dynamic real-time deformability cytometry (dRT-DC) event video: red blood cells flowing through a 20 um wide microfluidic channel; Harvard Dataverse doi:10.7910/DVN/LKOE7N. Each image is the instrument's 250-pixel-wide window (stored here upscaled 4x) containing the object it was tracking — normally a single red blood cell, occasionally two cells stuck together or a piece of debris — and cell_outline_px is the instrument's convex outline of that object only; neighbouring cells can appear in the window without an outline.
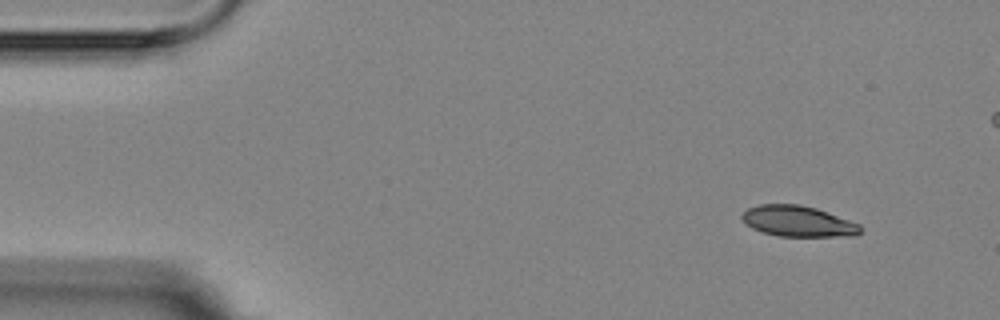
{"species": "Egyptian fruit bat (a non-hibernating species)", "species_latin": "Rousettus aegyptiacus", "temperature_condition": "room temperature", "stored_images_in_passage": 5, "camera_frame_rate_fps": 3000, "um_per_image_px": 0.085, "animal": {"sex": "female"}, "frame": {"image": 1, "passage_image": 1, "time_ms": 0.0, "image_size_px": [1000, 320], "cell_outline_px": [[864, 228], [856, 236], [780, 236], [760, 232], [752, 228], [740, 216], [748, 208], [760, 204], [800, 204], [816, 208], [828, 212], [860, 224]], "centroid_in_image_um": [67.86, 18.81], "position_along_channel_um": 17.1, "area_um2": 21.33}}
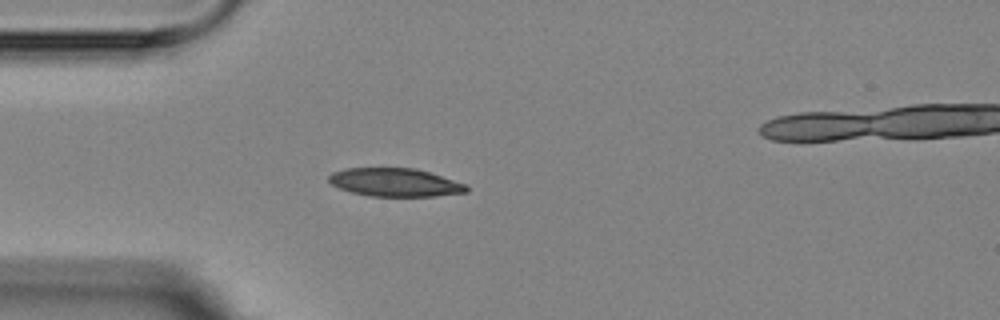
{"frame": {"image": 2, "passage_image": 4, "time_ms": 3.333, "image_size_px": [1000, 320], "cell_outline_px": [[468, 192], [436, 196], [368, 196], [352, 192], [340, 188], [332, 184], [328, 180], [328, 176], [332, 172], [344, 168], [416, 168], [464, 184], [468, 188]], "centroid_in_image_um": [33.53, 15.5], "position_along_channel_um": 51.5, "area_um2": 22.48}}